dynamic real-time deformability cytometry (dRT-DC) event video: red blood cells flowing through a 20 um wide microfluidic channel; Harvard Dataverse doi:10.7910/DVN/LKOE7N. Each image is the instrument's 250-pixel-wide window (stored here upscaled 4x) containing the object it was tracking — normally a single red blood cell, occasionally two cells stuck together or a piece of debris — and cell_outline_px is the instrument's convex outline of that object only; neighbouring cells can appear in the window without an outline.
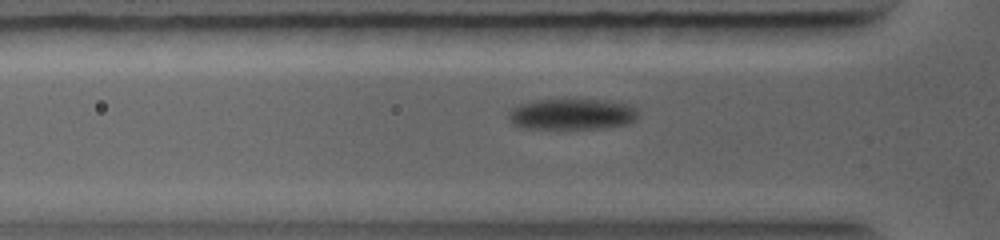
{"species": "common noctule bat (a hibernating species)", "species_latin": "Nyctalus noctula", "temperature_condition": "warm", "stored_images_in_passage": 30, "camera_frame_rate_fps": 5000, "um_per_image_px": 0.085, "animal": {"sex": "female", "body_mass_g": 19.0, "forearm_length_mm": 56.7}, "frame": {"image": 1, "passage_image": 7, "time_ms": 2.6, "image_size_px": [1000, 240], "cell_outline_px": [[640, 116], [636, 120], [628, 124], [604, 128], [520, 128], [512, 124], [508, 120], [508, 112], [512, 108], [520, 104], [532, 100], [608, 100], [624, 104], [636, 108]], "centroid_in_image_um": [48.6, 9.71], "position_along_channel_um": 77.2, "area_um2": 23.52}}
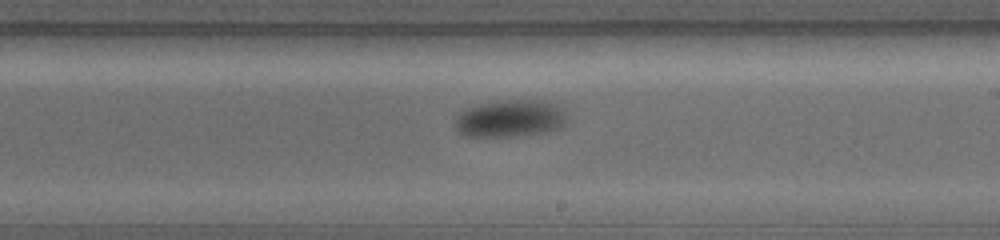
{"frame": {"image": 2, "passage_image": 15, "time_ms": 6.0, "image_size_px": [1000, 240], "cell_outline_px": [[564, 124], [560, 128], [544, 132], [516, 136], [464, 136], [456, 132], [456, 116], [464, 108], [496, 100], [540, 100], [560, 104], [564, 112]], "centroid_in_image_um": [43.33, 10.06], "position_along_channel_um": 245.7, "area_um2": 24.45}}
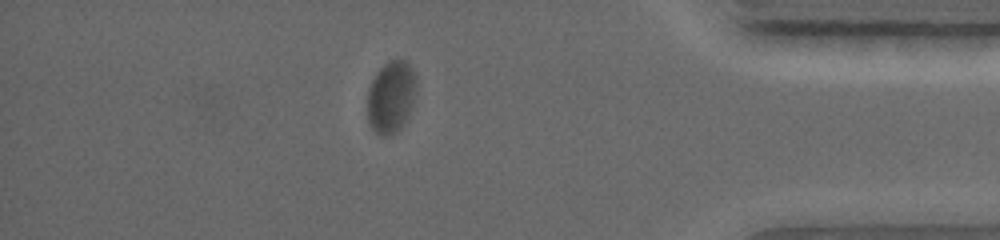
{"frame": {"image": 3, "passage_image": 24, "time_ms": 9.8, "image_size_px": [1000, 240], "cell_outline_px": [[416, 88], [412, 104], [408, 116], [404, 124], [396, 132], [388, 136], [380, 136], [368, 124], [368, 88], [376, 72], [388, 60], [404, 60], [412, 68], [416, 76]], "centroid_in_image_um": [33.23, 8.24], "position_along_channel_um": 402.0, "area_um2": 20.63}}